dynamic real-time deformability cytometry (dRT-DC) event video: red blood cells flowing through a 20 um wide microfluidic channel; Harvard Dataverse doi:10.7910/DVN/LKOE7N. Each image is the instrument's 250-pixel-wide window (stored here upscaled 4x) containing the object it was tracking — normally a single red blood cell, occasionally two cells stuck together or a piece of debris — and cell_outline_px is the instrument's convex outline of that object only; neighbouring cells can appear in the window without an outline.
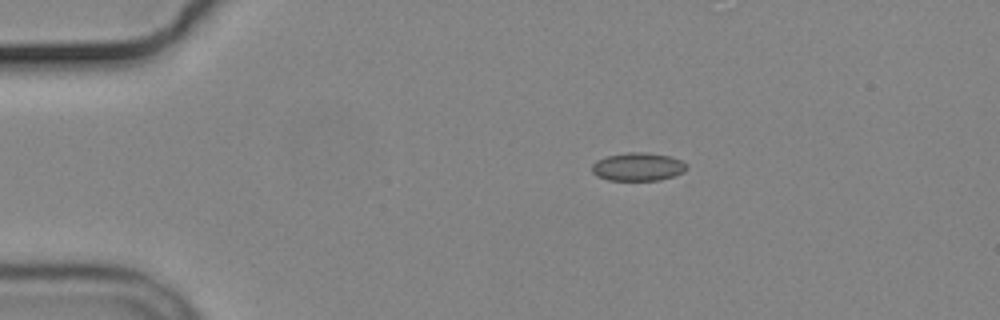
{"species": "common noctule bat (a hibernating species)", "species_latin": "Nyctalus noctula", "temperature_condition": "cold", "stored_images_in_passage": 6, "camera_frame_rate_fps": 3000, "um_per_image_px": 0.085, "animal": {"sex": "male", "body_mass_g": 19.2, "forearm_length_mm": 51.8}, "frame": {"image": 1, "passage_image": 1, "time_ms": 0.0, "image_size_px": [1000, 320], "cell_outline_px": [[688, 168], [684, 172], [660, 180], [608, 180], [596, 176], [592, 172], [592, 164], [596, 160], [608, 156], [628, 152], [644, 152], [668, 156], [680, 160], [688, 164]], "centroid_in_image_um": [54.22, 14.18], "position_along_channel_um": 30.8, "area_um2": 15.55}}
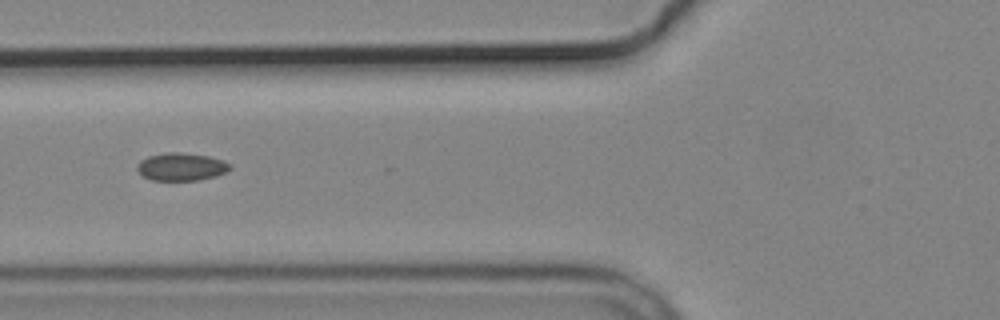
{"frame": {"image": 2, "passage_image": 4, "time_ms": 3.667, "image_size_px": [1000, 320], "cell_outline_px": [[232, 168], [216, 176], [200, 180], [152, 180], [144, 176], [136, 168], [136, 164], [140, 160], [148, 156], [164, 152], [180, 152], [208, 156], [224, 160], [232, 164]], "centroid_in_image_um": [15.42, 14.16], "position_along_channel_um": 110.4, "area_um2": 15.14}}
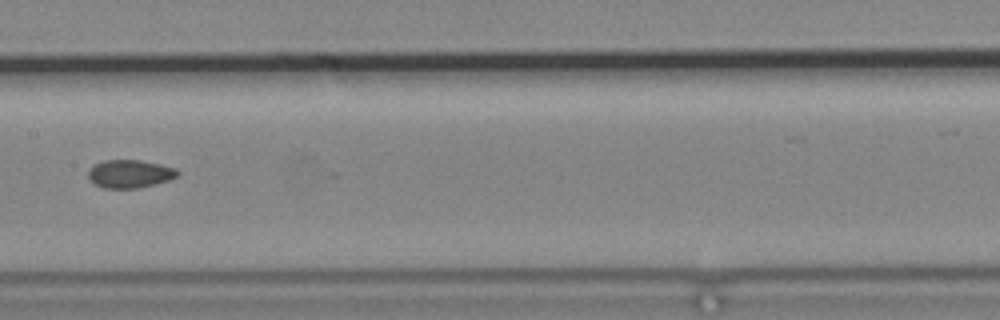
{"frame": {"image": 3, "passage_image": 6, "time_ms": 6.0, "image_size_px": [1000, 320], "cell_outline_px": [[180, 176], [156, 184], [136, 188], [104, 188], [96, 184], [88, 176], [88, 168], [92, 164], [104, 160], [140, 160], [160, 164], [176, 168], [180, 172]], "centroid_in_image_um": [11.05, 14.76], "position_along_channel_um": 196.3, "area_um2": 14.74}}